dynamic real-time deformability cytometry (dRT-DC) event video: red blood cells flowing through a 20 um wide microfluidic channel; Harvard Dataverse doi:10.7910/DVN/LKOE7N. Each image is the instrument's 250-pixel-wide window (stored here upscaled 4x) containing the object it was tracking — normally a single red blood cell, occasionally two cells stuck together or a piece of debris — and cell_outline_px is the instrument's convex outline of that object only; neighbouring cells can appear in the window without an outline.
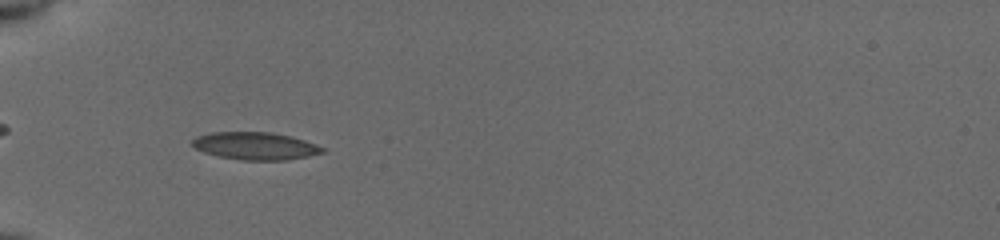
{"species": "common noctule bat (a hibernating species)", "species_latin": "Nyctalus noctula", "temperature_condition": "cold", "stored_images_in_passage": 53, "camera_frame_rate_fps": 3000, "um_per_image_px": 0.085, "animal": {"sex": "female", "body_mass_g": 19.5, "forearm_length_mm": 54.1}, "frame": {"image": 1, "passage_image": 19, "time_ms": 6.0, "image_size_px": [1000, 240], "cell_outline_px": [[324, 152], [308, 156], [284, 160], [240, 160], [220, 156], [204, 152], [196, 148], [192, 144], [192, 140], [196, 136], [212, 132], [272, 132], [292, 136], [316, 144], [324, 148]], "centroid_in_image_um": [21.71, 12.4], "position_along_channel_um": 63.3, "area_um2": 20.81}}
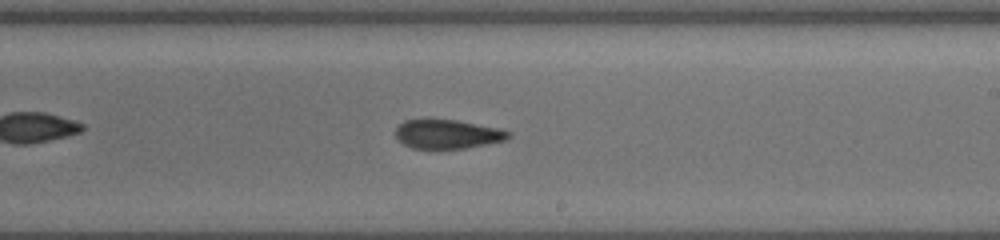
{"frame": {"image": 2, "passage_image": 34, "time_ms": 11.0, "image_size_px": [1000, 240], "cell_outline_px": [[512, 136], [508, 140], [488, 144], [464, 148], [412, 148], [404, 144], [396, 136], [396, 128], [404, 120], [428, 116], [456, 120], [496, 128], [508, 132]], "centroid_in_image_um": [37.99, 11.36], "position_along_channel_um": 251.0, "area_um2": 19.48}}
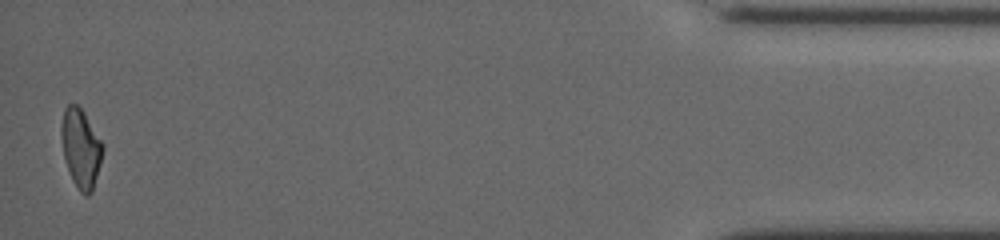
{"frame": {"image": 3, "passage_image": 53, "time_ms": 17.333, "image_size_px": [1000, 240], "cell_outline_px": [[104, 148], [92, 192], [88, 196], [84, 196], [80, 192], [72, 180], [64, 156], [60, 136], [60, 128], [64, 108], [68, 104], [76, 104], [84, 112], [104, 144]], "centroid_in_image_um": [6.86, 12.59], "position_along_channel_um": 428.3, "area_um2": 19.07}, "authors_computed_cell_mechanics": {"area_um2": 19.652, "velocity_mm_per_s": 3.945, "shape_relaxation_time_tau1_ms": null, "shape_relaxation_time_tau2_ms": 2.659, "deformation_change_tau1": null, "deformation_change_tau2": 0.1042}}